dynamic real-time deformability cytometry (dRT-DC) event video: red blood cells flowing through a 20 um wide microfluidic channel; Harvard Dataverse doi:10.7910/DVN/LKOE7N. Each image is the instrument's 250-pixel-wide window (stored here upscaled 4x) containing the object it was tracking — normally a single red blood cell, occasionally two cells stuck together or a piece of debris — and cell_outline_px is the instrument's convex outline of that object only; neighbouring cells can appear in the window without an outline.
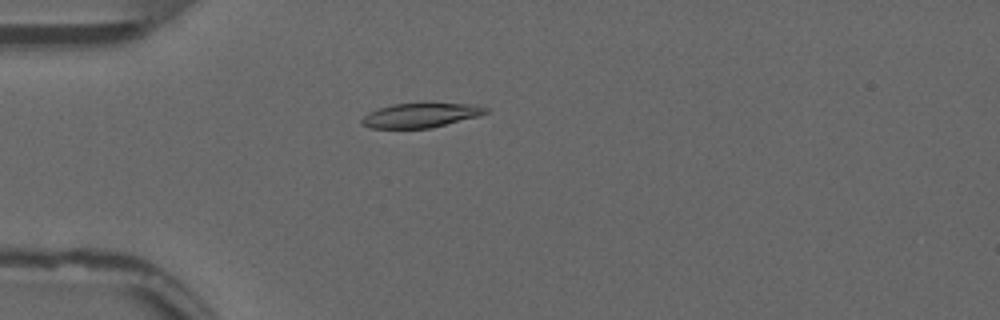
{"species": "common noctule bat (a hibernating species)", "species_latin": "Nyctalus noctula", "temperature_condition": "warm", "stored_images_in_passage": 44, "camera_frame_rate_fps": 3000, "um_per_image_px": 0.085, "animal": {"sex": "male", "forearm_length_mm": 52.5}, "frame": {"image": 1, "passage_image": 5, "time_ms": 1.333, "image_size_px": [1000, 320], "cell_outline_px": [[488, 112], [476, 116], [428, 128], [368, 128], [360, 124], [360, 120], [368, 112], [392, 104], [468, 104], [488, 108]], "centroid_in_image_um": [35.64, 9.81], "position_along_channel_um": 49.4, "area_um2": 17.11}}
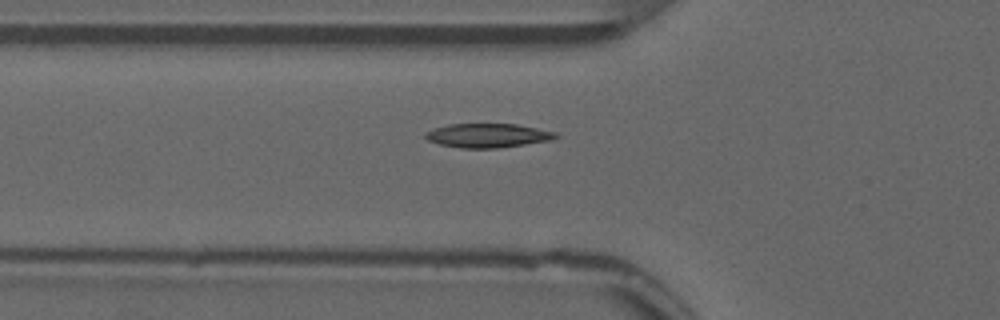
{"frame": {"image": 2, "passage_image": 9, "time_ms": 2.667, "image_size_px": [1000, 320], "cell_outline_px": [[560, 136], [552, 140], [496, 148], [460, 148], [440, 144], [428, 140], [424, 136], [424, 132], [432, 128], [448, 124], [516, 124], [556, 132]], "centroid_in_image_um": [41.43, 11.51], "position_along_channel_um": 84.4, "area_um2": 18.26}}
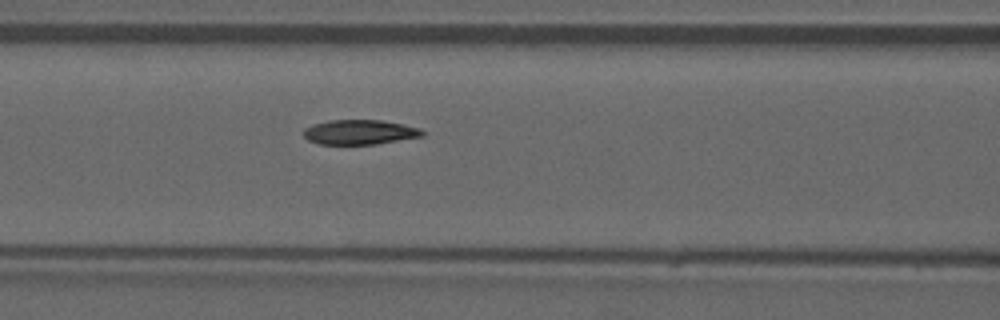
{"frame": {"image": 3, "passage_image": 13, "time_ms": 4.0, "image_size_px": [1000, 320], "cell_outline_px": [[424, 136], [376, 144], [320, 144], [308, 140], [304, 136], [304, 128], [312, 124], [328, 120], [380, 120], [420, 128], [424, 132]], "centroid_in_image_um": [30.55, 11.23], "position_along_channel_um": 136.0, "area_um2": 17.05}, "authors_computed_cell_mechanics": {"area_um2": 17.6001, "velocity_mm_per_s": 3.8211, "shape_relaxation_time_tau1_ms": null, "shape_relaxation_time_tau2_ms": 5.6439, "deformation_change_tau1": null, "deformation_change_tau2": 0.0948}}